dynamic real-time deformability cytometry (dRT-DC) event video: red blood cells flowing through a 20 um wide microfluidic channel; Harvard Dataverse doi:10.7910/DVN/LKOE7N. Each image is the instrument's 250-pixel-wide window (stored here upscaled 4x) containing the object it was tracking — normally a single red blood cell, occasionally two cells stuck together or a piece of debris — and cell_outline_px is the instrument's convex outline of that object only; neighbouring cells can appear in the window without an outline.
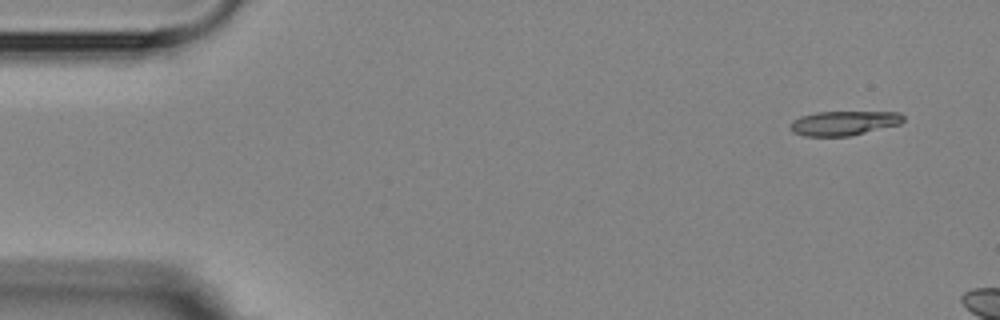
{"species": "Egyptian fruit bat (a non-hibernating species)", "species_latin": "Rousettus aegyptiacus", "temperature_condition": "room temperature", "stored_images_in_passage": 3, "camera_frame_rate_fps": 3000, "um_per_image_px": 0.085, "animal": {"sex": "female"}, "frame": {"image": 1, "passage_image": 1, "time_ms": 0.0, "image_size_px": [1000, 320], "cell_outline_px": [[904, 120], [900, 124], [848, 136], [804, 136], [792, 132], [788, 128], [788, 124], [792, 120], [800, 116], [816, 112], [900, 112], [904, 116]], "centroid_in_image_um": [71.66, 10.46], "position_along_channel_um": 13.3, "area_um2": 16.18}}